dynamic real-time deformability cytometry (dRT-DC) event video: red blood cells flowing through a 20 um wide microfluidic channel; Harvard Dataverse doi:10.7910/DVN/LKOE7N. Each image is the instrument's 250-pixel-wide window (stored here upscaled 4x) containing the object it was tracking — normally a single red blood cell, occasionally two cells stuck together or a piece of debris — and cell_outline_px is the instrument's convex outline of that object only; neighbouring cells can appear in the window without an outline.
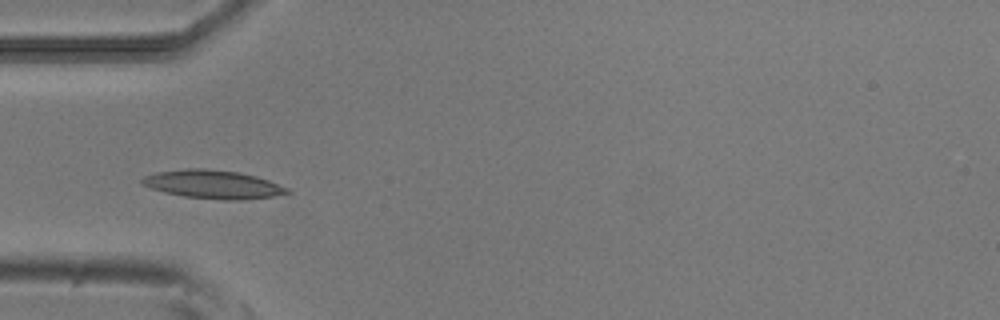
{"species": "common noctule bat (a hibernating species)", "species_latin": "Nyctalus noctula", "temperature_condition": "room temperature", "stored_images_in_passage": 17, "camera_frame_rate_fps": 3000, "um_per_image_px": 0.085, "animal": {"sex": "male", "body_mass_g": 20.5, "forearm_length_mm": 52.5}, "frame": {"image": 1, "passage_image": 16, "time_ms": 5.0, "image_size_px": [1000, 320], "cell_outline_px": [[292, 192], [272, 196], [240, 200], [224, 200], [184, 196], [164, 192], [140, 184], [140, 180], [144, 176], [156, 172], [184, 168], [204, 168], [240, 172], [256, 176], [268, 180], [288, 188]], "centroid_in_image_um": [18.08, 15.66], "position_along_channel_um": 66.9, "area_um2": 24.04}}